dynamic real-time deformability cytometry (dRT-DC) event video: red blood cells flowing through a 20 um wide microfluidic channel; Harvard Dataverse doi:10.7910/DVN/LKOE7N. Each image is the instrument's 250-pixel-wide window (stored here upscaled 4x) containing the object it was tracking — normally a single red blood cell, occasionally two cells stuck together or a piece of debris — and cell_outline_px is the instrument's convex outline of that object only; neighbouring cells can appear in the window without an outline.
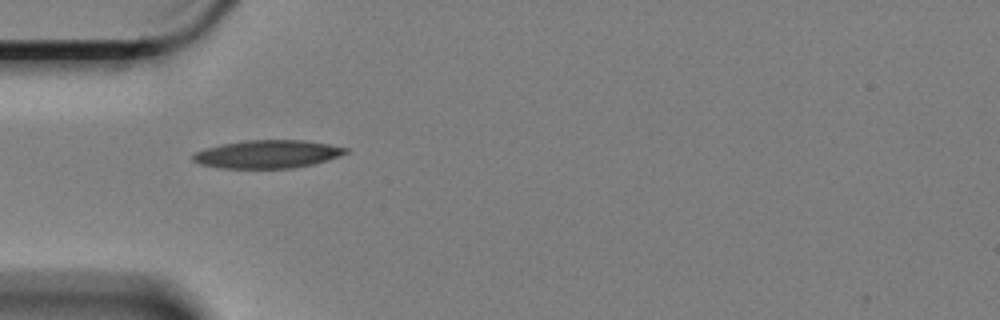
{"species": "Egyptian fruit bat (a non-hibernating species)", "species_latin": "Rousettus aegyptiacus", "temperature_condition": "cold", "stored_images_in_passage": 5, "camera_frame_rate_fps": 3000, "um_per_image_px": 0.085, "animal": {"sex": "female"}, "frame": {"image": 1, "passage_image": 4, "time_ms": 1.0, "image_size_px": [1000, 320], "cell_outline_px": [[348, 152], [340, 156], [328, 160], [312, 164], [292, 168], [224, 168], [200, 164], [192, 160], [192, 156], [196, 152], [220, 144], [244, 140], [304, 140], [328, 144], [348, 148]], "centroid_in_image_um": [22.75, 13.1], "position_along_channel_um": 62.2, "area_um2": 24.85}}
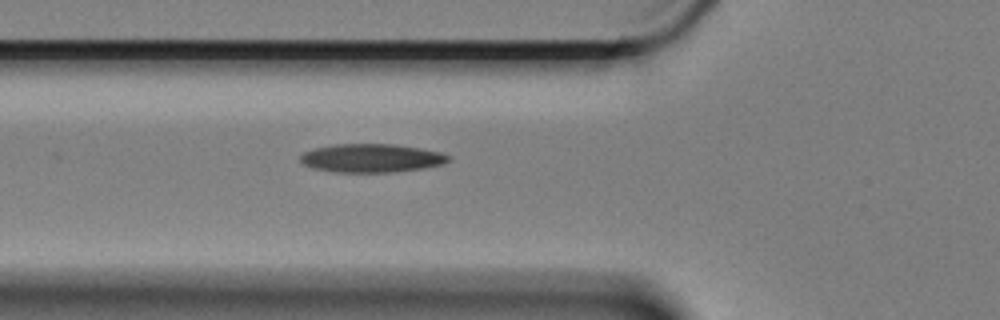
{"frame": {"image": 2, "passage_image": 5, "time_ms": 1.333, "image_size_px": [1000, 320], "cell_outline_px": [[452, 156], [448, 160], [440, 164], [424, 168], [392, 172], [336, 172], [312, 168], [304, 164], [300, 160], [300, 156], [304, 152], [312, 148], [336, 144], [396, 144], [420, 148], [440, 152]], "centroid_in_image_um": [31.55, 13.43], "position_along_channel_um": 94.2, "area_um2": 24.57}}